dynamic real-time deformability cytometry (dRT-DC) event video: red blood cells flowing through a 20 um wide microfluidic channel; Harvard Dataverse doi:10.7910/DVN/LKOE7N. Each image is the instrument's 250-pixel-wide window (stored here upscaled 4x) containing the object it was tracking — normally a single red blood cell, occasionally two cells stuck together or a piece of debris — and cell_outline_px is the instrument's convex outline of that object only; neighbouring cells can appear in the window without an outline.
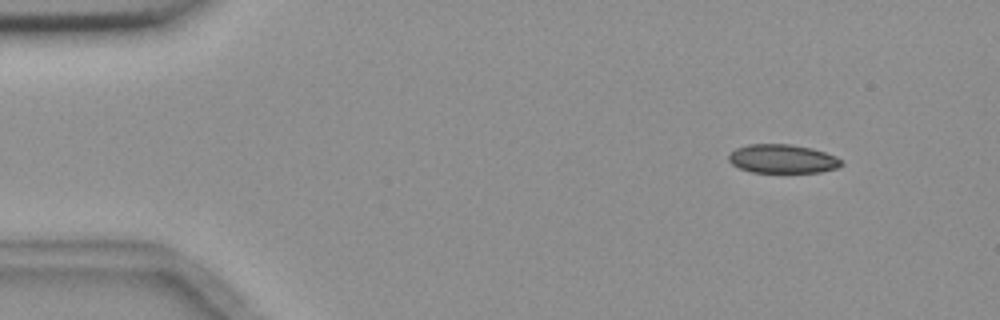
{"species": "common noctule bat (a hibernating species)", "species_latin": "Nyctalus noctula", "temperature_condition": "room temperature", "stored_images_in_passage": 4, "segment_of_instrument_passage": [1, 2], "camera_frame_rate_fps": 3000, "um_per_image_px": 0.085, "animal": {"sex": "female", "body_mass_g": 18.4}, "frame": {"image": 1, "passage_image": 1, "time_ms": 0.0, "image_size_px": [1000, 320], "cell_outline_px": [[844, 164], [836, 168], [820, 172], [752, 172], [740, 168], [732, 164], [728, 160], [728, 156], [736, 148], [748, 144], [788, 144], [812, 148], [836, 156]], "centroid_in_image_um": [66.51, 13.5], "position_along_channel_um": 18.5, "area_um2": 18.79}}